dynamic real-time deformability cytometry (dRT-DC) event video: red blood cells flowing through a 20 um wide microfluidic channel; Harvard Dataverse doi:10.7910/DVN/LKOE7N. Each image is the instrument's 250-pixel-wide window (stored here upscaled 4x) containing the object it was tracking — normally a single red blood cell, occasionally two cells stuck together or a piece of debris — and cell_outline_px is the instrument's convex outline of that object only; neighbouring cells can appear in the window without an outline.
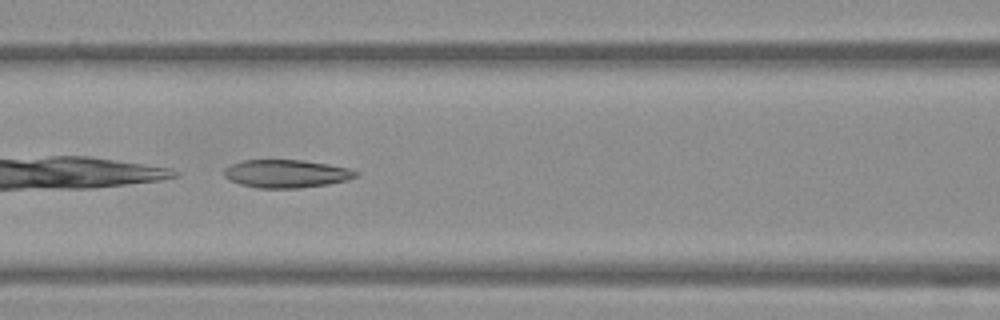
{"species": "Egyptian fruit bat (a non-hibernating species)", "species_latin": "Rousettus aegyptiacus", "temperature_condition": "warm", "stored_images_in_passage": 34, "camera_frame_rate_fps": 3000, "um_per_image_px": 0.085, "frame": {"image": 1, "passage_image": 6, "time_ms": 1.667, "image_size_px": [1000, 320], "cell_outline_px": [[360, 172], [356, 176], [348, 180], [328, 184], [300, 188], [256, 188], [240, 184], [224, 176], [224, 168], [232, 164], [244, 160], [304, 160], [352, 168]], "centroid_in_image_um": [24.38, 14.76], "position_along_channel_um": 142.2, "area_um2": 21.62}}
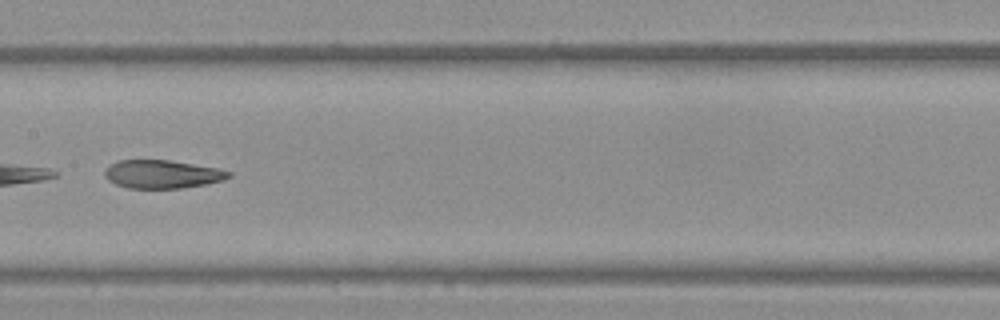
{"frame": {"image": 2, "passage_image": 10, "time_ms": 3.0, "image_size_px": [1000, 320], "cell_outline_px": [[232, 176], [224, 180], [204, 184], [180, 188], [128, 188], [116, 184], [108, 180], [104, 176], [104, 168], [116, 160], [168, 160], [220, 168], [232, 172]], "centroid_in_image_um": [13.78, 14.79], "position_along_channel_um": 193.6, "area_um2": 20.58}}
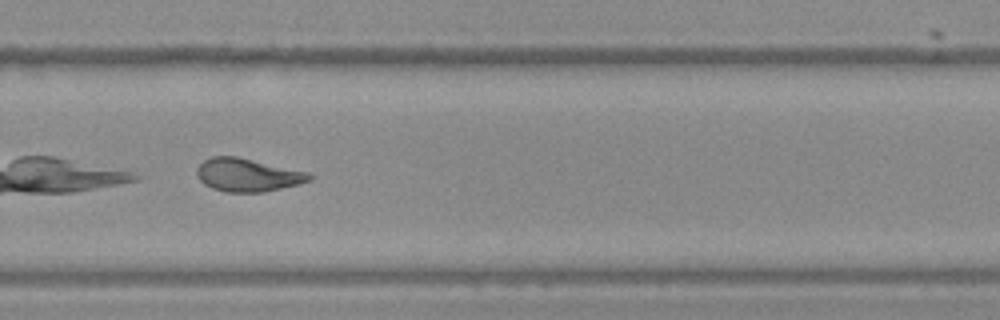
{"frame": {"image": 3, "passage_image": 19, "time_ms": 6.0, "image_size_px": [1000, 320], "cell_outline_px": [[312, 180], [300, 184], [264, 192], [224, 192], [212, 188], [204, 184], [196, 176], [196, 168], [204, 160], [212, 156], [236, 156], [308, 172], [312, 176]], "centroid_in_image_um": [21.03, 14.88], "position_along_channel_um": 308.8, "area_um2": 21.79}}